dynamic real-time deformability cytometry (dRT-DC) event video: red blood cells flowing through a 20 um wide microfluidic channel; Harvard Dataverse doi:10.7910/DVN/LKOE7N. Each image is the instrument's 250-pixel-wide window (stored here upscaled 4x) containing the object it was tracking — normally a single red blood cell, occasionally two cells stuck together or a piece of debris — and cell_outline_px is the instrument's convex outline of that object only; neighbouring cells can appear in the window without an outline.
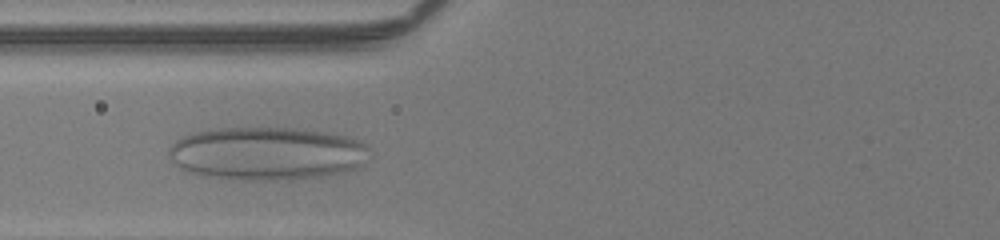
{"species": "human", "species_latin": "Homo sapiens", "temperature_condition": "room temperature", "stored_images_in_passage": 43, "camera_frame_rate_fps": 3000, "um_per_image_px": 0.085, "donor": {"sex": "male"}, "frame": {"image": 1, "passage_image": 20, "time_ms": 6.333, "image_size_px": [1000, 240], "cell_outline_px": [[368, 148], [360, 164], [356, 168], [348, 172], [328, 176], [288, 180], [244, 180], [208, 176], [188, 172], [172, 164], [168, 156], [168, 148], [176, 140], [192, 132], [212, 128], [304, 128], [328, 132], [348, 136], [360, 140]], "centroid_in_image_um": [22.65, 13.04], "position_along_channel_um": 103.2, "area_um2": 62.83}}
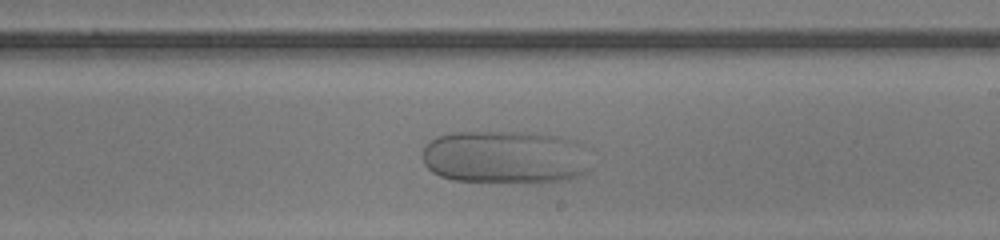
{"frame": {"image": 2, "passage_image": 31, "time_ms": 10.0, "image_size_px": [1000, 240], "cell_outline_px": [[592, 168], [588, 172], [564, 180], [452, 180], [440, 176], [432, 172], [424, 164], [420, 156], [420, 152], [424, 144], [428, 140], [436, 136], [448, 132], [524, 132], [556, 136], [576, 140], [584, 148]], "centroid_in_image_um": [42.87, 13.31], "position_along_channel_um": 246.1, "area_um2": 52.08}}
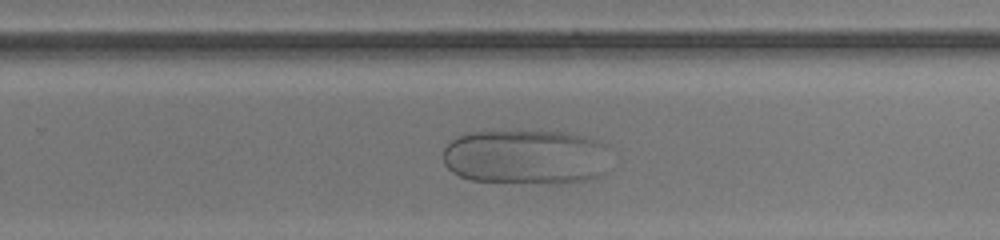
{"frame": {"image": 3, "passage_image": 34, "time_ms": 11.0, "image_size_px": [1000, 240], "cell_outline_px": [[612, 148], [604, 172], [600, 176], [588, 180], [556, 184], [472, 180], [460, 176], [452, 172], [444, 164], [444, 148], [456, 136], [468, 132], [560, 132], [584, 136], [596, 140]], "centroid_in_image_um": [44.75, 13.35], "position_along_channel_um": 285.1, "area_um2": 53.93}}